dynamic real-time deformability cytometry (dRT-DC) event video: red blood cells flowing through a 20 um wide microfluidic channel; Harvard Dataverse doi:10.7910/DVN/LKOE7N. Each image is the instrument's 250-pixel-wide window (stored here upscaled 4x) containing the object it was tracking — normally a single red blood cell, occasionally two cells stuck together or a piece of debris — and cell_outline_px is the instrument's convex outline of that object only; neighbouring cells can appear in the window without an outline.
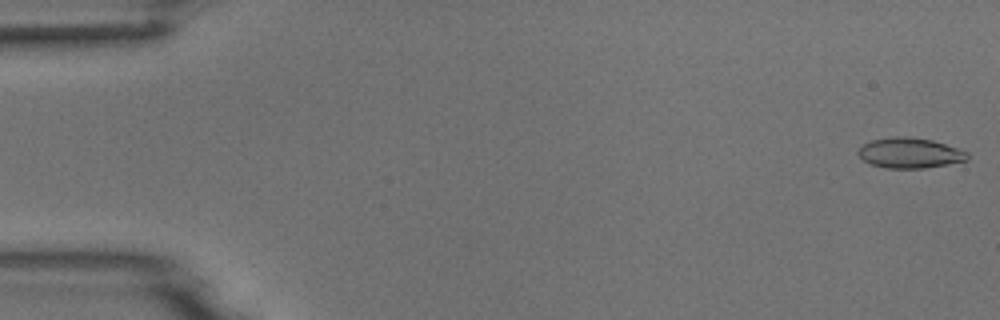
{"species": "common noctule bat (a hibernating species)", "species_latin": "Nyctalus noctula", "temperature_condition": "room temperature", "stored_images_in_passage": 5, "segment_of_instrument_passage": [1, 2], "camera_frame_rate_fps": 3000, "um_per_image_px": 0.085, "animal": {"sex": "male", "body_mass_g": 18.8}, "frame": {"image": 1, "passage_image": 1, "time_ms": 0.0, "image_size_px": [1000, 320], "cell_outline_px": [[968, 160], [924, 168], [888, 168], [872, 164], [864, 160], [856, 152], [864, 144], [872, 140], [892, 136], [908, 136], [932, 140], [968, 152]], "centroid_in_image_um": [77.33, 12.99], "position_along_channel_um": 7.7, "area_um2": 19.07}}
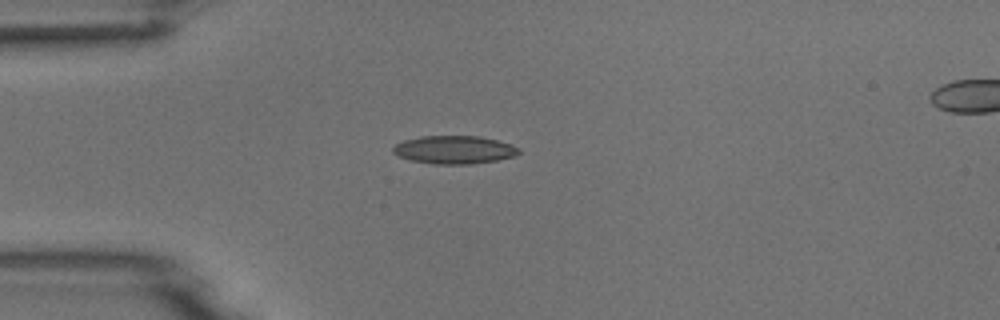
{"frame": {"image": 2, "passage_image": 4, "time_ms": 4.333, "image_size_px": [1000, 320], "cell_outline_px": [[520, 152], [512, 156], [496, 160], [472, 164], [436, 164], [412, 160], [400, 156], [392, 152], [392, 148], [396, 144], [404, 140], [420, 136], [480, 136], [512, 144], [520, 148]], "centroid_in_image_um": [38.62, 12.72], "position_along_channel_um": 46.4, "area_um2": 20.46}}